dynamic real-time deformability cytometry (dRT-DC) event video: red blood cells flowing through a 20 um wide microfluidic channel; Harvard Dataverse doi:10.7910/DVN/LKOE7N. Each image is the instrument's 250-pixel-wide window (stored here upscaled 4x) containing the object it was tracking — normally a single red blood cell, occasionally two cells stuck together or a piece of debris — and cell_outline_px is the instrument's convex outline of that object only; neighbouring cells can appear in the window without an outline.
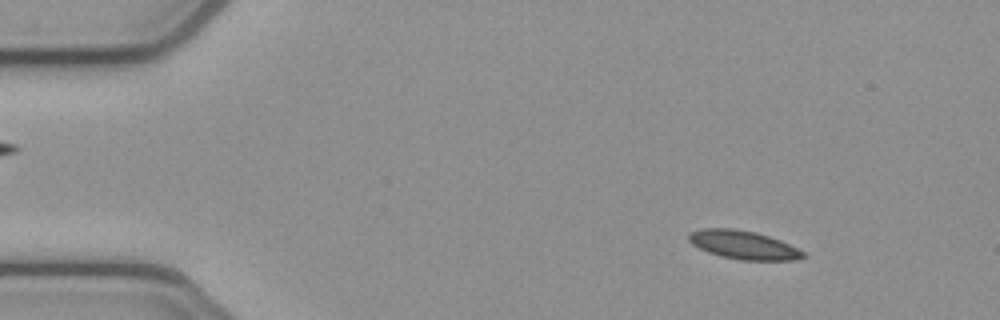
{"species": "common noctule bat (a hibernating species)", "species_latin": "Nyctalus noctula", "temperature_condition": "cold", "stored_images_in_passage": 52, "camera_frame_rate_fps": 3000, "um_per_image_px": 0.085, "animal": {"sex": "female", "body_mass_g": 21.9}, "frame": {"image": 1, "passage_image": 6, "time_ms": 1.667, "image_size_px": [1000, 320], "cell_outline_px": [[808, 256], [796, 260], [740, 260], [720, 256], [708, 252], [692, 244], [688, 240], [688, 236], [692, 232], [700, 228], [732, 228], [756, 232], [780, 240], [804, 252]], "centroid_in_image_um": [63.19, 20.82], "position_along_channel_um": 21.8, "area_um2": 18.96}}
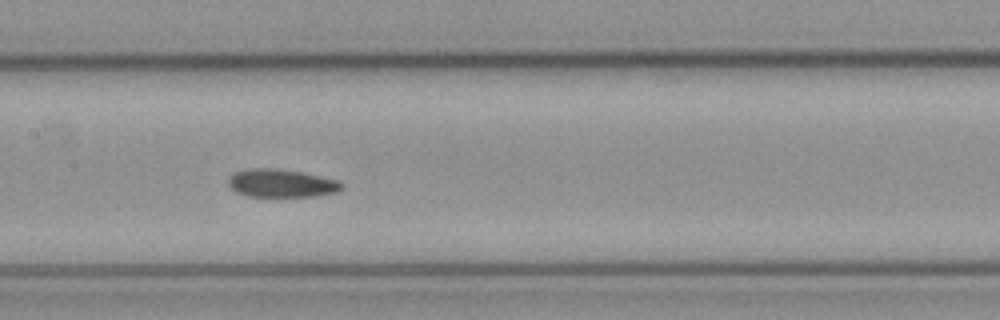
{"frame": {"image": 2, "passage_image": 25, "time_ms": 8.0, "image_size_px": [1000, 320], "cell_outline_px": [[344, 188], [336, 192], [316, 196], [248, 196], [236, 192], [228, 184], [228, 176], [236, 172], [248, 168], [276, 168], [300, 172], [336, 180], [344, 184]], "centroid_in_image_um": [23.89, 15.57], "position_along_channel_um": 183.5, "area_um2": 18.44}}
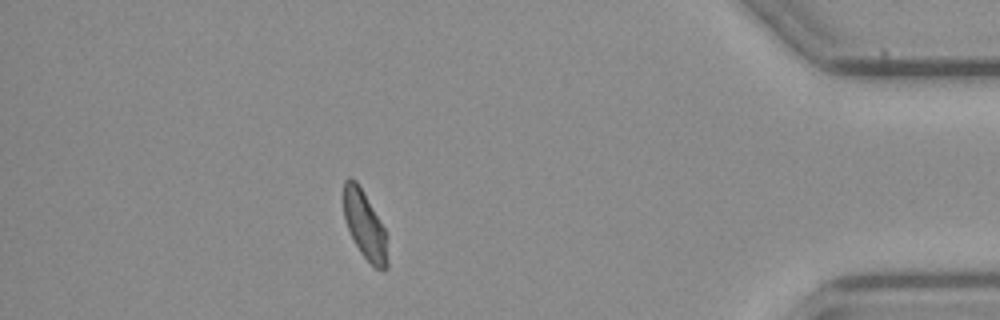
{"frame": {"image": 3, "passage_image": 46, "time_ms": 15.0, "image_size_px": [1000, 320], "cell_outline_px": [[388, 268], [376, 268], [360, 252], [348, 228], [344, 216], [344, 180], [348, 176], [356, 180], [384, 228], [388, 260]], "centroid_in_image_um": [30.99, 19.12], "position_along_channel_um": 404.2, "area_um2": 16.76}, "authors_computed_cell_mechanics": {"area_um2": 18.4382, "velocity_mm_per_s": 3.8544, "shape_relaxation_time_tau1_ms": null, "shape_relaxation_time_tau2_ms": 5.4377, "deformation_change_tau1": null, "deformation_change_tau2": 0.0992}}